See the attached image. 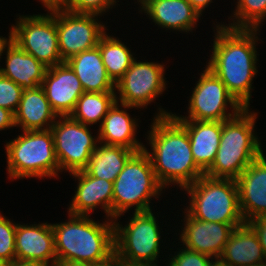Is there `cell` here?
<instances>
[{
  "mask_svg": "<svg viewBox=\"0 0 266 266\" xmlns=\"http://www.w3.org/2000/svg\"><path fill=\"white\" fill-rule=\"evenodd\" d=\"M158 113L147 138L153 152H148L146 148L143 150L163 187L174 183L184 189L205 173L194 161L187 131L169 112L160 109Z\"/></svg>",
  "mask_w": 266,
  "mask_h": 266,
  "instance_id": "2",
  "label": "cell"
},
{
  "mask_svg": "<svg viewBox=\"0 0 266 266\" xmlns=\"http://www.w3.org/2000/svg\"><path fill=\"white\" fill-rule=\"evenodd\" d=\"M245 223L266 216V157L262 153L236 179Z\"/></svg>",
  "mask_w": 266,
  "mask_h": 266,
  "instance_id": "17",
  "label": "cell"
},
{
  "mask_svg": "<svg viewBox=\"0 0 266 266\" xmlns=\"http://www.w3.org/2000/svg\"><path fill=\"white\" fill-rule=\"evenodd\" d=\"M186 220V221H185ZM185 227L180 235L186 249L219 258L236 227L244 223H216L197 220L188 213Z\"/></svg>",
  "mask_w": 266,
  "mask_h": 266,
  "instance_id": "14",
  "label": "cell"
},
{
  "mask_svg": "<svg viewBox=\"0 0 266 266\" xmlns=\"http://www.w3.org/2000/svg\"><path fill=\"white\" fill-rule=\"evenodd\" d=\"M181 250L177 252V255L175 254V256L171 258L168 266H210V259H213L208 255L191 251L186 248Z\"/></svg>",
  "mask_w": 266,
  "mask_h": 266,
  "instance_id": "33",
  "label": "cell"
},
{
  "mask_svg": "<svg viewBox=\"0 0 266 266\" xmlns=\"http://www.w3.org/2000/svg\"><path fill=\"white\" fill-rule=\"evenodd\" d=\"M49 11L56 15L59 51L64 62L96 47L106 33V27L96 21V14L75 13L65 7L51 8Z\"/></svg>",
  "mask_w": 266,
  "mask_h": 266,
  "instance_id": "12",
  "label": "cell"
},
{
  "mask_svg": "<svg viewBox=\"0 0 266 266\" xmlns=\"http://www.w3.org/2000/svg\"><path fill=\"white\" fill-rule=\"evenodd\" d=\"M231 28L259 29L266 17V0H238Z\"/></svg>",
  "mask_w": 266,
  "mask_h": 266,
  "instance_id": "29",
  "label": "cell"
},
{
  "mask_svg": "<svg viewBox=\"0 0 266 266\" xmlns=\"http://www.w3.org/2000/svg\"><path fill=\"white\" fill-rule=\"evenodd\" d=\"M150 1H152V0H139V2L141 3L142 8Z\"/></svg>",
  "mask_w": 266,
  "mask_h": 266,
  "instance_id": "44",
  "label": "cell"
},
{
  "mask_svg": "<svg viewBox=\"0 0 266 266\" xmlns=\"http://www.w3.org/2000/svg\"><path fill=\"white\" fill-rule=\"evenodd\" d=\"M156 222L152 210L134 212L124 228L114 221L115 254L129 262L157 261L161 236Z\"/></svg>",
  "mask_w": 266,
  "mask_h": 266,
  "instance_id": "8",
  "label": "cell"
},
{
  "mask_svg": "<svg viewBox=\"0 0 266 266\" xmlns=\"http://www.w3.org/2000/svg\"><path fill=\"white\" fill-rule=\"evenodd\" d=\"M7 171L11 179L56 177L60 167L50 129L23 131L7 142Z\"/></svg>",
  "mask_w": 266,
  "mask_h": 266,
  "instance_id": "6",
  "label": "cell"
},
{
  "mask_svg": "<svg viewBox=\"0 0 266 266\" xmlns=\"http://www.w3.org/2000/svg\"><path fill=\"white\" fill-rule=\"evenodd\" d=\"M164 65L154 62H137L134 59L130 68L115 84L123 108L147 107L165 90ZM119 99V100H118Z\"/></svg>",
  "mask_w": 266,
  "mask_h": 266,
  "instance_id": "13",
  "label": "cell"
},
{
  "mask_svg": "<svg viewBox=\"0 0 266 266\" xmlns=\"http://www.w3.org/2000/svg\"><path fill=\"white\" fill-rule=\"evenodd\" d=\"M94 266H122V260L116 254H113L109 259L96 263Z\"/></svg>",
  "mask_w": 266,
  "mask_h": 266,
  "instance_id": "37",
  "label": "cell"
},
{
  "mask_svg": "<svg viewBox=\"0 0 266 266\" xmlns=\"http://www.w3.org/2000/svg\"><path fill=\"white\" fill-rule=\"evenodd\" d=\"M9 127H15L14 114L9 110L0 107V131Z\"/></svg>",
  "mask_w": 266,
  "mask_h": 266,
  "instance_id": "35",
  "label": "cell"
},
{
  "mask_svg": "<svg viewBox=\"0 0 266 266\" xmlns=\"http://www.w3.org/2000/svg\"><path fill=\"white\" fill-rule=\"evenodd\" d=\"M23 91L21 86L0 74V107L15 114Z\"/></svg>",
  "mask_w": 266,
  "mask_h": 266,
  "instance_id": "31",
  "label": "cell"
},
{
  "mask_svg": "<svg viewBox=\"0 0 266 266\" xmlns=\"http://www.w3.org/2000/svg\"><path fill=\"white\" fill-rule=\"evenodd\" d=\"M186 131L196 165L206 173L213 164L222 134L221 121L176 120Z\"/></svg>",
  "mask_w": 266,
  "mask_h": 266,
  "instance_id": "19",
  "label": "cell"
},
{
  "mask_svg": "<svg viewBox=\"0 0 266 266\" xmlns=\"http://www.w3.org/2000/svg\"><path fill=\"white\" fill-rule=\"evenodd\" d=\"M16 224L0 214V260L11 264L16 261Z\"/></svg>",
  "mask_w": 266,
  "mask_h": 266,
  "instance_id": "30",
  "label": "cell"
},
{
  "mask_svg": "<svg viewBox=\"0 0 266 266\" xmlns=\"http://www.w3.org/2000/svg\"><path fill=\"white\" fill-rule=\"evenodd\" d=\"M192 7L199 13L202 14V10L209 6L212 0H187Z\"/></svg>",
  "mask_w": 266,
  "mask_h": 266,
  "instance_id": "36",
  "label": "cell"
},
{
  "mask_svg": "<svg viewBox=\"0 0 266 266\" xmlns=\"http://www.w3.org/2000/svg\"><path fill=\"white\" fill-rule=\"evenodd\" d=\"M69 0H46V8L64 7Z\"/></svg>",
  "mask_w": 266,
  "mask_h": 266,
  "instance_id": "39",
  "label": "cell"
},
{
  "mask_svg": "<svg viewBox=\"0 0 266 266\" xmlns=\"http://www.w3.org/2000/svg\"><path fill=\"white\" fill-rule=\"evenodd\" d=\"M114 3L116 0H69L64 7L75 13L101 15Z\"/></svg>",
  "mask_w": 266,
  "mask_h": 266,
  "instance_id": "32",
  "label": "cell"
},
{
  "mask_svg": "<svg viewBox=\"0 0 266 266\" xmlns=\"http://www.w3.org/2000/svg\"><path fill=\"white\" fill-rule=\"evenodd\" d=\"M164 187L159 183L149 156L144 150L136 152L113 182L112 218L125 213L132 206L135 212L150 211V200Z\"/></svg>",
  "mask_w": 266,
  "mask_h": 266,
  "instance_id": "7",
  "label": "cell"
},
{
  "mask_svg": "<svg viewBox=\"0 0 266 266\" xmlns=\"http://www.w3.org/2000/svg\"><path fill=\"white\" fill-rule=\"evenodd\" d=\"M80 80L84 92H115L107 75L98 46L80 52L65 61Z\"/></svg>",
  "mask_w": 266,
  "mask_h": 266,
  "instance_id": "23",
  "label": "cell"
},
{
  "mask_svg": "<svg viewBox=\"0 0 266 266\" xmlns=\"http://www.w3.org/2000/svg\"><path fill=\"white\" fill-rule=\"evenodd\" d=\"M216 30L213 52L206 67L222 81L243 108H249L252 79L258 72L255 44L259 40L256 36L259 29L231 28L219 24Z\"/></svg>",
  "mask_w": 266,
  "mask_h": 266,
  "instance_id": "1",
  "label": "cell"
},
{
  "mask_svg": "<svg viewBox=\"0 0 266 266\" xmlns=\"http://www.w3.org/2000/svg\"><path fill=\"white\" fill-rule=\"evenodd\" d=\"M69 221L51 224L57 263L96 264L115 254L114 222H94L89 216L69 214Z\"/></svg>",
  "mask_w": 266,
  "mask_h": 266,
  "instance_id": "3",
  "label": "cell"
},
{
  "mask_svg": "<svg viewBox=\"0 0 266 266\" xmlns=\"http://www.w3.org/2000/svg\"><path fill=\"white\" fill-rule=\"evenodd\" d=\"M56 118L58 116L52 110L41 86L23 91L18 109L14 114L15 126L21 127L22 131L47 130L51 129Z\"/></svg>",
  "mask_w": 266,
  "mask_h": 266,
  "instance_id": "21",
  "label": "cell"
},
{
  "mask_svg": "<svg viewBox=\"0 0 266 266\" xmlns=\"http://www.w3.org/2000/svg\"><path fill=\"white\" fill-rule=\"evenodd\" d=\"M41 1H42V3H43V6L46 7V0H41Z\"/></svg>",
  "mask_w": 266,
  "mask_h": 266,
  "instance_id": "46",
  "label": "cell"
},
{
  "mask_svg": "<svg viewBox=\"0 0 266 266\" xmlns=\"http://www.w3.org/2000/svg\"><path fill=\"white\" fill-rule=\"evenodd\" d=\"M57 266H94V264L83 263V262H74V261H66L57 263Z\"/></svg>",
  "mask_w": 266,
  "mask_h": 266,
  "instance_id": "41",
  "label": "cell"
},
{
  "mask_svg": "<svg viewBox=\"0 0 266 266\" xmlns=\"http://www.w3.org/2000/svg\"><path fill=\"white\" fill-rule=\"evenodd\" d=\"M118 104V101H115L104 117L98 132L99 142L123 146L130 150H143L144 145L135 138L138 126L135 119L131 118L126 110H120Z\"/></svg>",
  "mask_w": 266,
  "mask_h": 266,
  "instance_id": "25",
  "label": "cell"
},
{
  "mask_svg": "<svg viewBox=\"0 0 266 266\" xmlns=\"http://www.w3.org/2000/svg\"><path fill=\"white\" fill-rule=\"evenodd\" d=\"M122 266H158L155 262H129L122 260Z\"/></svg>",
  "mask_w": 266,
  "mask_h": 266,
  "instance_id": "40",
  "label": "cell"
},
{
  "mask_svg": "<svg viewBox=\"0 0 266 266\" xmlns=\"http://www.w3.org/2000/svg\"><path fill=\"white\" fill-rule=\"evenodd\" d=\"M255 266H266V262L260 265H255Z\"/></svg>",
  "mask_w": 266,
  "mask_h": 266,
  "instance_id": "47",
  "label": "cell"
},
{
  "mask_svg": "<svg viewBox=\"0 0 266 266\" xmlns=\"http://www.w3.org/2000/svg\"><path fill=\"white\" fill-rule=\"evenodd\" d=\"M58 118L60 121H55L50 130L60 171L68 170L72 173L84 170L99 140L97 137L93 138L88 125L75 121L70 116Z\"/></svg>",
  "mask_w": 266,
  "mask_h": 266,
  "instance_id": "10",
  "label": "cell"
},
{
  "mask_svg": "<svg viewBox=\"0 0 266 266\" xmlns=\"http://www.w3.org/2000/svg\"><path fill=\"white\" fill-rule=\"evenodd\" d=\"M78 179L77 191L69 207V214L88 216L98 205L112 219L113 182L90 176L85 170L71 173ZM101 204V205H100Z\"/></svg>",
  "mask_w": 266,
  "mask_h": 266,
  "instance_id": "18",
  "label": "cell"
},
{
  "mask_svg": "<svg viewBox=\"0 0 266 266\" xmlns=\"http://www.w3.org/2000/svg\"><path fill=\"white\" fill-rule=\"evenodd\" d=\"M20 16L12 26L13 42L45 66L64 63L60 56L56 15Z\"/></svg>",
  "mask_w": 266,
  "mask_h": 266,
  "instance_id": "9",
  "label": "cell"
},
{
  "mask_svg": "<svg viewBox=\"0 0 266 266\" xmlns=\"http://www.w3.org/2000/svg\"><path fill=\"white\" fill-rule=\"evenodd\" d=\"M41 87L57 116H70L84 93L80 80L66 62L48 67Z\"/></svg>",
  "mask_w": 266,
  "mask_h": 266,
  "instance_id": "15",
  "label": "cell"
},
{
  "mask_svg": "<svg viewBox=\"0 0 266 266\" xmlns=\"http://www.w3.org/2000/svg\"><path fill=\"white\" fill-rule=\"evenodd\" d=\"M6 50V68H0V74L24 90L41 86L48 67L27 54L13 41Z\"/></svg>",
  "mask_w": 266,
  "mask_h": 266,
  "instance_id": "22",
  "label": "cell"
},
{
  "mask_svg": "<svg viewBox=\"0 0 266 266\" xmlns=\"http://www.w3.org/2000/svg\"><path fill=\"white\" fill-rule=\"evenodd\" d=\"M248 111L249 108H243L237 115L222 122L218 151L206 176L236 180L263 153L253 131L257 114Z\"/></svg>",
  "mask_w": 266,
  "mask_h": 266,
  "instance_id": "4",
  "label": "cell"
},
{
  "mask_svg": "<svg viewBox=\"0 0 266 266\" xmlns=\"http://www.w3.org/2000/svg\"><path fill=\"white\" fill-rule=\"evenodd\" d=\"M16 261L57 266L54 233L51 224H16ZM50 260V261H49Z\"/></svg>",
  "mask_w": 266,
  "mask_h": 266,
  "instance_id": "16",
  "label": "cell"
},
{
  "mask_svg": "<svg viewBox=\"0 0 266 266\" xmlns=\"http://www.w3.org/2000/svg\"><path fill=\"white\" fill-rule=\"evenodd\" d=\"M97 46L100 49L107 75L116 84L130 68L135 58L124 43L106 33L100 38Z\"/></svg>",
  "mask_w": 266,
  "mask_h": 266,
  "instance_id": "27",
  "label": "cell"
},
{
  "mask_svg": "<svg viewBox=\"0 0 266 266\" xmlns=\"http://www.w3.org/2000/svg\"><path fill=\"white\" fill-rule=\"evenodd\" d=\"M8 266H46V265L40 264V263H28V262L14 261L11 264H8Z\"/></svg>",
  "mask_w": 266,
  "mask_h": 266,
  "instance_id": "42",
  "label": "cell"
},
{
  "mask_svg": "<svg viewBox=\"0 0 266 266\" xmlns=\"http://www.w3.org/2000/svg\"><path fill=\"white\" fill-rule=\"evenodd\" d=\"M100 144V147L97 146L92 152L88 166L84 170L92 177L102 178L110 182L115 181L127 161L136 152L142 151L130 150L123 146Z\"/></svg>",
  "mask_w": 266,
  "mask_h": 266,
  "instance_id": "26",
  "label": "cell"
},
{
  "mask_svg": "<svg viewBox=\"0 0 266 266\" xmlns=\"http://www.w3.org/2000/svg\"><path fill=\"white\" fill-rule=\"evenodd\" d=\"M248 224L257 233L266 257V216L255 218L254 220L249 221Z\"/></svg>",
  "mask_w": 266,
  "mask_h": 266,
  "instance_id": "34",
  "label": "cell"
},
{
  "mask_svg": "<svg viewBox=\"0 0 266 266\" xmlns=\"http://www.w3.org/2000/svg\"><path fill=\"white\" fill-rule=\"evenodd\" d=\"M12 41H13V30L11 28V31L9 33V39L0 37V56H2L3 51L6 49L7 46H9L12 43Z\"/></svg>",
  "mask_w": 266,
  "mask_h": 266,
  "instance_id": "38",
  "label": "cell"
},
{
  "mask_svg": "<svg viewBox=\"0 0 266 266\" xmlns=\"http://www.w3.org/2000/svg\"><path fill=\"white\" fill-rule=\"evenodd\" d=\"M0 266H8V264L0 260Z\"/></svg>",
  "mask_w": 266,
  "mask_h": 266,
  "instance_id": "45",
  "label": "cell"
},
{
  "mask_svg": "<svg viewBox=\"0 0 266 266\" xmlns=\"http://www.w3.org/2000/svg\"><path fill=\"white\" fill-rule=\"evenodd\" d=\"M141 9L160 27L185 32L191 31L200 17L187 0H152Z\"/></svg>",
  "mask_w": 266,
  "mask_h": 266,
  "instance_id": "24",
  "label": "cell"
},
{
  "mask_svg": "<svg viewBox=\"0 0 266 266\" xmlns=\"http://www.w3.org/2000/svg\"><path fill=\"white\" fill-rule=\"evenodd\" d=\"M184 190L191 196L186 211L193 218L205 222L245 223L236 180L203 175Z\"/></svg>",
  "mask_w": 266,
  "mask_h": 266,
  "instance_id": "5",
  "label": "cell"
},
{
  "mask_svg": "<svg viewBox=\"0 0 266 266\" xmlns=\"http://www.w3.org/2000/svg\"><path fill=\"white\" fill-rule=\"evenodd\" d=\"M116 101V92H84L77 100L70 117L85 125L103 121L110 107Z\"/></svg>",
  "mask_w": 266,
  "mask_h": 266,
  "instance_id": "28",
  "label": "cell"
},
{
  "mask_svg": "<svg viewBox=\"0 0 266 266\" xmlns=\"http://www.w3.org/2000/svg\"><path fill=\"white\" fill-rule=\"evenodd\" d=\"M219 258L229 266H255L266 262L259 237L248 223L233 230Z\"/></svg>",
  "mask_w": 266,
  "mask_h": 266,
  "instance_id": "20",
  "label": "cell"
},
{
  "mask_svg": "<svg viewBox=\"0 0 266 266\" xmlns=\"http://www.w3.org/2000/svg\"><path fill=\"white\" fill-rule=\"evenodd\" d=\"M189 100V116L179 117L171 113L175 120L225 121L237 115L243 107L229 93L222 81L209 69L205 68L197 81ZM227 104L232 113H226Z\"/></svg>",
  "mask_w": 266,
  "mask_h": 266,
  "instance_id": "11",
  "label": "cell"
},
{
  "mask_svg": "<svg viewBox=\"0 0 266 266\" xmlns=\"http://www.w3.org/2000/svg\"><path fill=\"white\" fill-rule=\"evenodd\" d=\"M210 266H229L228 264H226L224 261H222L220 258H215V261L213 262L211 260Z\"/></svg>",
  "mask_w": 266,
  "mask_h": 266,
  "instance_id": "43",
  "label": "cell"
}]
</instances>
